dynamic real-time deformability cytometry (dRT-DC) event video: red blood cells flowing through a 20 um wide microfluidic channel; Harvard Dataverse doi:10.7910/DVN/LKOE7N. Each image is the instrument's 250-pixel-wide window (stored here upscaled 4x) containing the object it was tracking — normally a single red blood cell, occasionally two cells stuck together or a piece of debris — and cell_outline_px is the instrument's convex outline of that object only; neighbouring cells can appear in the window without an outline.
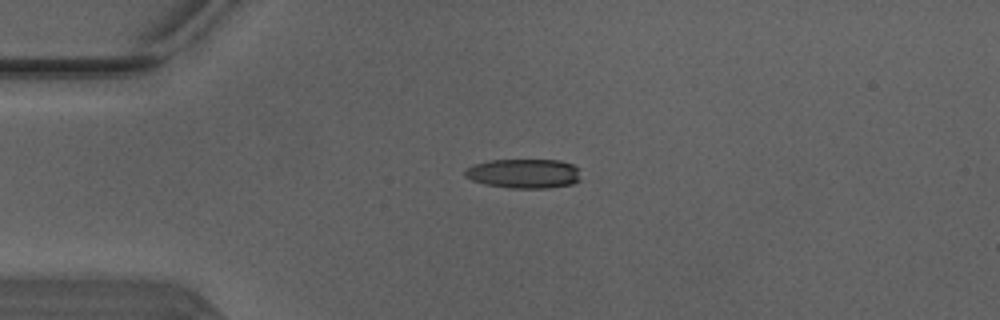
{"species": "Egyptian fruit bat (a non-hibernating species)", "species_latin": "Rousettus aegyptiacus", "temperature_condition": "warm", "stored_images_in_passage": 4, "camera_frame_rate_fps": 3000, "um_per_image_px": 0.085, "animal": {"sex": "male"}, "frame": {"image": 1, "passage_image": 4, "time_ms": 1.0, "image_size_px": [1000, 320], "cell_outline_px": [[580, 180], [572, 184], [548, 188], [512, 188], [484, 184], [472, 180], [464, 176], [464, 172], [468, 168], [476, 164], [488, 160], [560, 160], [572, 164], [580, 168]], "centroid_in_image_um": [44.57, 14.75], "position_along_channel_um": 40.4, "area_um2": 19.94}}